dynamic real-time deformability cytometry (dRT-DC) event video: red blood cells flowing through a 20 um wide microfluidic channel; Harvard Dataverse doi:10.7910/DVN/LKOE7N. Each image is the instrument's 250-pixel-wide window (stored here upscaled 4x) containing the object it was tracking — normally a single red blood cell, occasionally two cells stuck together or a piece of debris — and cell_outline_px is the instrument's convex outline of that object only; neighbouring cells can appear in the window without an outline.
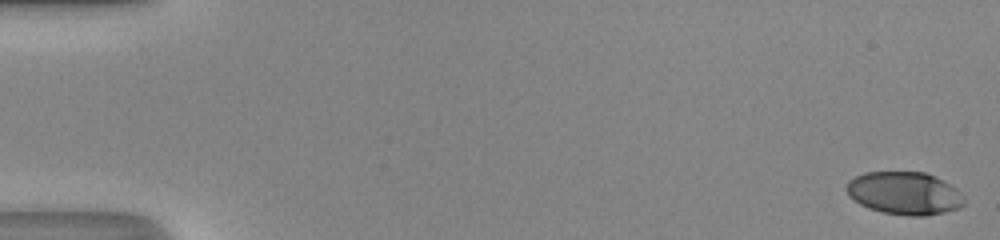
{"species": "human", "species_latin": "Homo sapiens", "temperature_condition": "room temperature", "stored_images_in_passage": 49, "camera_frame_rate_fps": 3000, "um_per_image_px": 0.085, "donor": {"sex": "male"}, "frame": {"image": 1, "passage_image": 1, "time_ms": 0.0, "image_size_px": [1000, 240], "cell_outline_px": [[964, 204], [960, 208], [944, 212], [924, 216], [908, 216], [884, 212], [868, 208], [860, 204], [848, 196], [844, 188], [848, 180], [864, 172], [924, 172], [956, 188], [964, 196]], "centroid_in_image_um": [76.84, 16.43], "position_along_channel_um": 8.2, "area_um2": 29.36}}
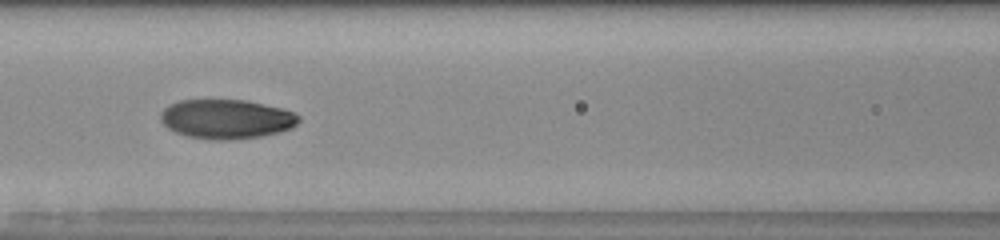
{"frame": {"image": 2, "passage_image": 23, "time_ms": 7.333, "image_size_px": [1000, 240], "cell_outline_px": [[300, 120], [292, 128], [280, 132], [260, 136], [224, 140], [212, 140], [188, 136], [176, 132], [168, 128], [160, 120], [160, 112], [164, 108], [180, 100], [244, 100], [280, 108], [292, 112], [300, 116]], "centroid_in_image_um": [19.23, 10.12], "position_along_channel_um": 147.4, "area_um2": 31.44}}
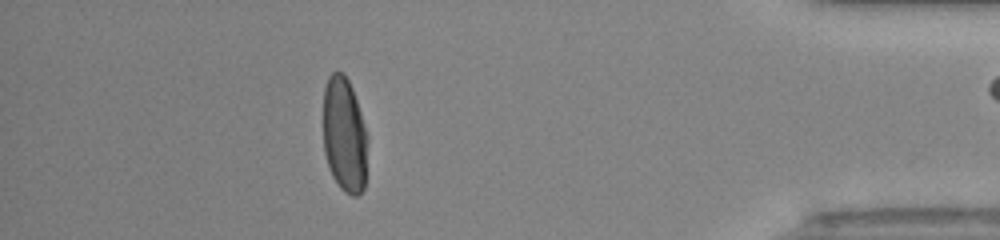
{"frame": {"image": 3, "passage_image": 44, "time_ms": 14.333, "image_size_px": [1000, 240], "cell_outline_px": [[364, 188], [356, 196], [352, 196], [344, 192], [340, 188], [332, 176], [328, 168], [324, 152], [324, 88], [328, 76], [332, 72], [344, 72], [352, 88], [360, 112], [364, 128]], "centroid_in_image_um": [29.21, 11.45], "position_along_channel_um": 406.0, "area_um2": 28.96}, "authors_computed_cell_mechanics": {"area_um2": 30.7496, "velocity_mm_per_s": 4.3387, "shape_relaxation_time_tau1_ms": 4.3246, "shape_relaxation_time_tau2_ms": 0.7225, "deformation_change_tau1": 0.2317, "deformation_change_tau2": 0.0386}}